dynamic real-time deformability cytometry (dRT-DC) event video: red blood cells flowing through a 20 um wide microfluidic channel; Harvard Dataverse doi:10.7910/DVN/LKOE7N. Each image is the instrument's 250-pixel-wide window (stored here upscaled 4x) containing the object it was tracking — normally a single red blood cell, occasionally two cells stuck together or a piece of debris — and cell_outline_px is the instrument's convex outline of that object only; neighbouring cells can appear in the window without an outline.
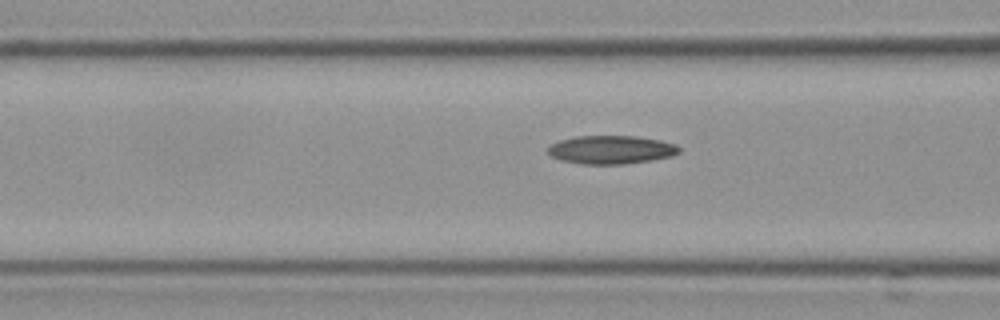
{"species": "Egyptian fruit bat (a non-hibernating species)", "species_latin": "Rousettus aegyptiacus", "temperature_condition": "cold", "stored_images_in_passage": 22, "camera_frame_rate_fps": 3000, "um_per_image_px": 0.085, "frame": {"image": 1, "passage_image": 19, "time_ms": 6.0, "image_size_px": [1000, 320], "cell_outline_px": [[680, 152], [672, 156], [652, 160], [624, 164], [580, 164], [560, 160], [552, 156], [548, 152], [548, 144], [560, 140], [576, 136], [636, 136], [660, 140], [676, 144], [680, 148]], "centroid_in_image_um": [51.94, 12.72], "position_along_channel_um": 114.7, "area_um2": 21.85}}